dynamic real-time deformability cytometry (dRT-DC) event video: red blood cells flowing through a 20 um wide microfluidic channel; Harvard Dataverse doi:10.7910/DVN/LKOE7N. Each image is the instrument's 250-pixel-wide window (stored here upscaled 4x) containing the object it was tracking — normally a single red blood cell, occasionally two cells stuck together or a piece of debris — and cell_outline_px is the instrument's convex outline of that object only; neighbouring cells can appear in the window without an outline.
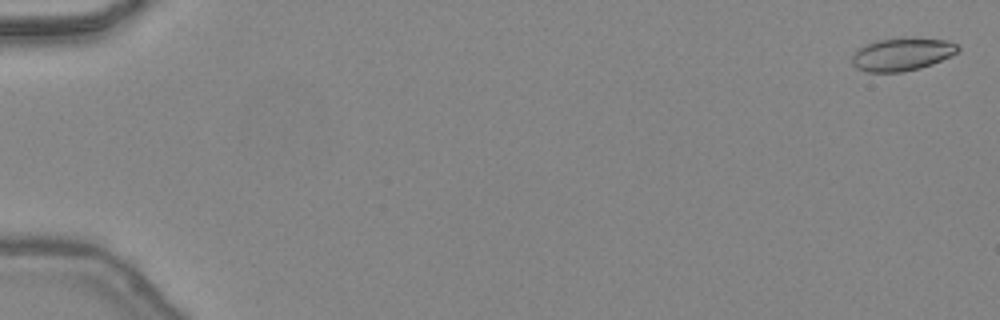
{"species": "common noctule bat (a hibernating species)", "species_latin": "Nyctalus noctula", "temperature_condition": "warm", "stored_images_in_passage": 19, "camera_frame_rate_fps": 3000, "um_per_image_px": 0.085, "animal": {"sex": "female", "body_mass_g": 24.6, "forearm_length_mm": 56.2}, "frame": {"image": 1, "passage_image": 2, "time_ms": 0.333, "image_size_px": [1000, 320], "cell_outline_px": [[960, 48], [952, 56], [932, 64], [920, 68], [900, 72], [868, 72], [856, 68], [852, 64], [852, 56], [860, 48], [876, 40], [904, 36], [912, 36], [948, 40], [956, 44]], "centroid_in_image_um": [76.71, 4.58], "position_along_channel_um": 8.3, "area_um2": 20.63}}
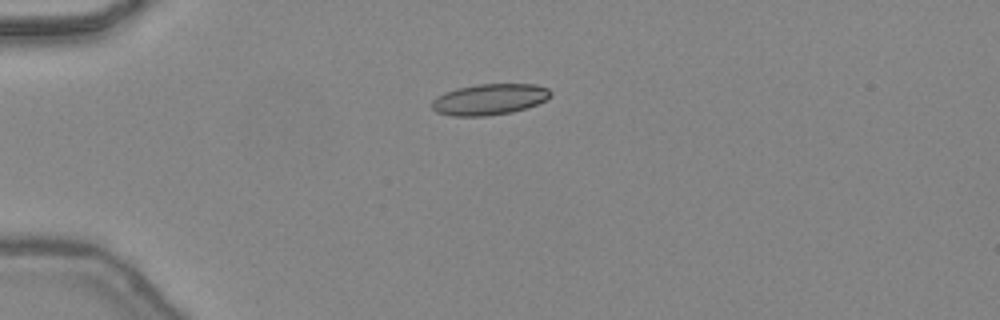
{"frame": {"image": 2, "passage_image": 14, "time_ms": 4.333, "image_size_px": [1000, 320], "cell_outline_px": [[552, 96], [536, 104], [512, 112], [484, 116], [452, 116], [436, 112], [432, 108], [432, 100], [436, 96], [444, 92], [456, 88], [476, 84], [536, 84], [548, 88], [552, 92]], "centroid_in_image_um": [41.58, 8.43], "position_along_channel_um": 43.4, "area_um2": 21.56}}